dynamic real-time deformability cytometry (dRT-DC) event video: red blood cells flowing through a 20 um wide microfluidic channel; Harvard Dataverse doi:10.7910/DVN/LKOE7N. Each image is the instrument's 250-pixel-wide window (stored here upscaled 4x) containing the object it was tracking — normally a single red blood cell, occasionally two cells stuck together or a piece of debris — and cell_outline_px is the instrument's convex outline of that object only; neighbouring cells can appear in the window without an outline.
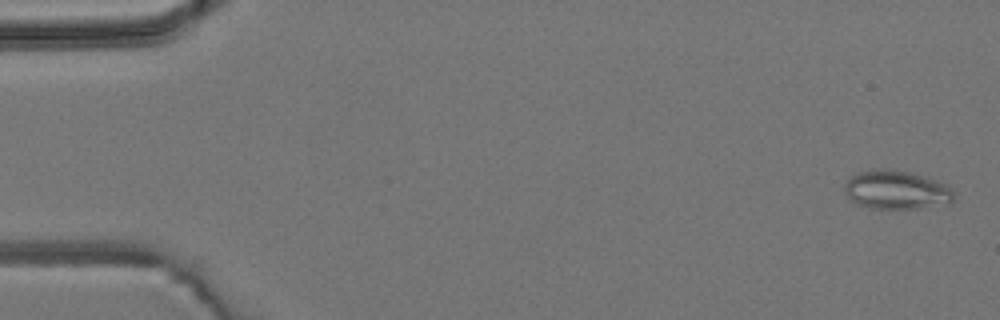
{"species": "common noctule bat (a hibernating species)", "species_latin": "Nyctalus noctula", "temperature_condition": "room temperature", "stored_images_in_passage": 6, "camera_frame_rate_fps": 3000, "um_per_image_px": 0.085, "animal": {"sex": "male", "body_mass_g": 19.2, "forearm_length_mm": 51.8}, "frame": {"image": 1, "passage_image": 1, "time_ms": 0.0, "image_size_px": [1000, 320], "cell_outline_px": [[952, 204], [920, 208], [868, 208], [856, 204], [848, 200], [844, 192], [844, 184], [856, 172], [880, 168], [892, 168], [924, 176], [936, 180], [944, 184], [952, 192]], "centroid_in_image_um": [76.13, 16.14], "position_along_channel_um": 8.9, "area_um2": 24.91}}